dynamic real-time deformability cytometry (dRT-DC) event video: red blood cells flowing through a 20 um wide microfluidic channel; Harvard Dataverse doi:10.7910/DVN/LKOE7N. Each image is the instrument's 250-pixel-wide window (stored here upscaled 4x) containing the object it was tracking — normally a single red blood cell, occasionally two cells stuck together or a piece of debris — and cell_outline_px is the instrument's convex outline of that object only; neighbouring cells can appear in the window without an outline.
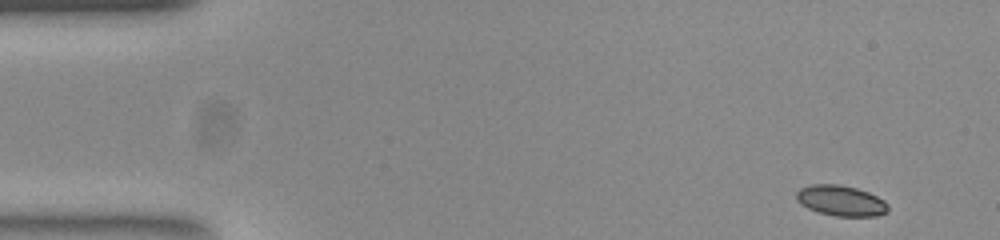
{"species": "common noctule bat (a hibernating species)", "species_latin": "Nyctalus noctula", "temperature_condition": "room temperature", "stored_images_in_passage": 50, "camera_frame_rate_fps": 3000, "um_per_image_px": 0.085, "animal": {"sex": "female", "body_mass_g": 23.0, "forearm_length_mm": 53.4}, "frame": {"image": 1, "passage_image": 1, "time_ms": 0.0, "image_size_px": [1000, 240], "cell_outline_px": [[888, 212], [876, 216], [836, 216], [820, 212], [808, 208], [800, 204], [796, 200], [796, 192], [800, 188], [812, 184], [836, 184], [856, 188], [868, 192], [884, 200], [888, 204]], "centroid_in_image_um": [71.47, 17.05], "position_along_channel_um": 13.5, "area_um2": 16.3}}
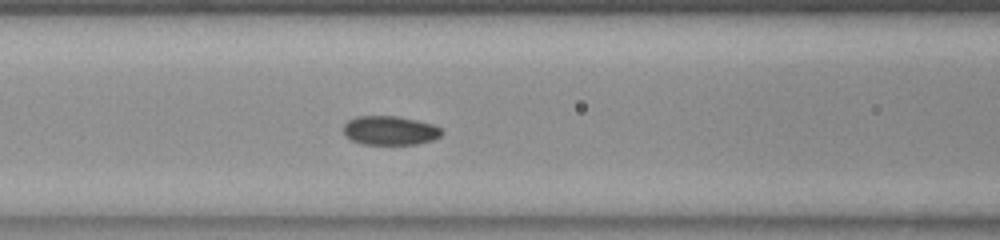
{"frame": {"image": 2, "passage_image": 19, "time_ms": 6.0, "image_size_px": [1000, 240], "cell_outline_px": [[444, 132], [440, 136], [432, 140], [416, 144], [364, 144], [352, 140], [344, 132], [344, 124], [348, 120], [360, 116], [396, 116], [416, 120], [432, 124], [440, 128]], "centroid_in_image_um": [33.17, 11.09], "position_along_channel_um": 133.4, "area_um2": 16.42}}
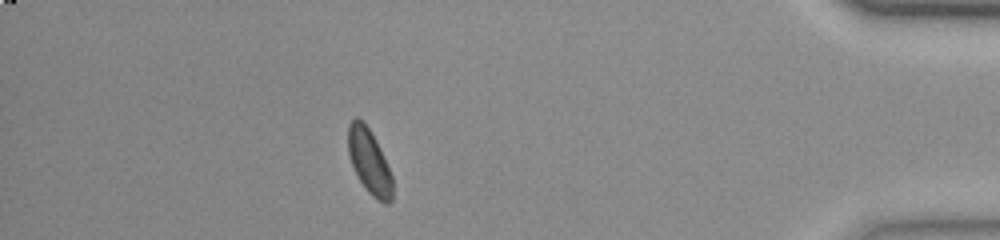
{"frame": {"image": 3, "passage_image": 44, "time_ms": 14.333, "image_size_px": [1000, 240], "cell_outline_px": [[392, 200], [388, 204], [384, 204], [372, 196], [368, 192], [360, 180], [352, 164], [348, 152], [348, 124], [356, 116], [368, 128], [392, 176]], "centroid_in_image_um": [31.37, 13.77], "position_along_channel_um": 403.8, "area_um2": 16.07}}